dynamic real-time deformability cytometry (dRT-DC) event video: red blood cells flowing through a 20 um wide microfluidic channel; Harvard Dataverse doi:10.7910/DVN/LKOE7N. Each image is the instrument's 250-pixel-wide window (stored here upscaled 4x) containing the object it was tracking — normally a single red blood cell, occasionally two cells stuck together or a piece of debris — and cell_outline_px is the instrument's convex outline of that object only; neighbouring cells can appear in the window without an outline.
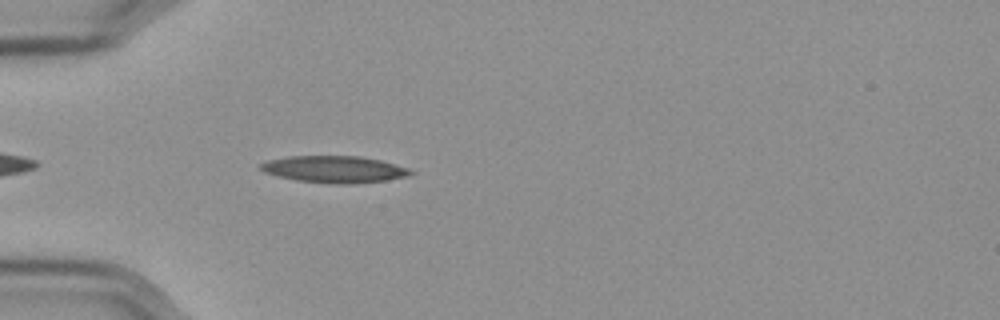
{"species": "Egyptian fruit bat (a non-hibernating species)", "species_latin": "Rousettus aegyptiacus", "temperature_condition": "cold", "stored_images_in_passage": 43, "camera_frame_rate_fps": 3000, "um_per_image_px": 0.085, "frame": {"image": 1, "passage_image": 4, "time_ms": 1.0, "image_size_px": [1000, 320], "cell_outline_px": [[416, 172], [408, 176], [388, 180], [352, 184], [336, 184], [296, 180], [264, 172], [260, 168], [260, 164], [268, 160], [288, 156], [360, 156], [380, 160], [408, 168]], "centroid_in_image_um": [28.45, 14.39], "position_along_channel_um": 56.5, "area_um2": 23.41}}
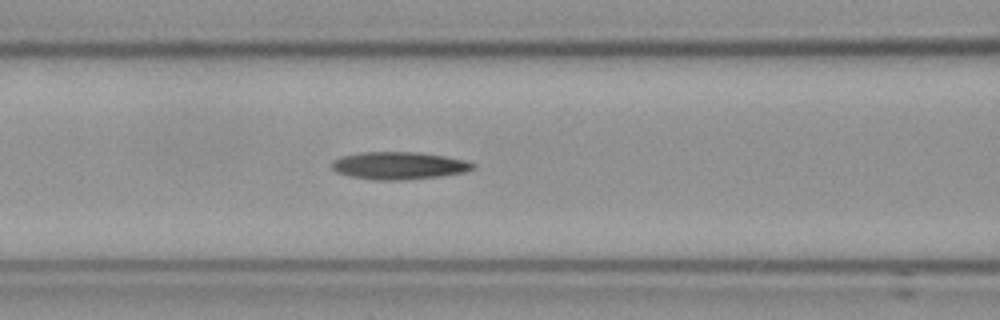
{"frame": {"image": 2, "passage_image": 11, "time_ms": 3.333, "image_size_px": [1000, 320], "cell_outline_px": [[476, 168], [464, 172], [440, 176], [400, 180], [376, 180], [348, 176], [336, 172], [332, 168], [332, 160], [340, 156], [364, 152], [416, 152], [444, 156], [464, 160], [476, 164]], "centroid_in_image_um": [33.88, 14.08], "position_along_channel_um": 132.7, "area_um2": 22.6}}
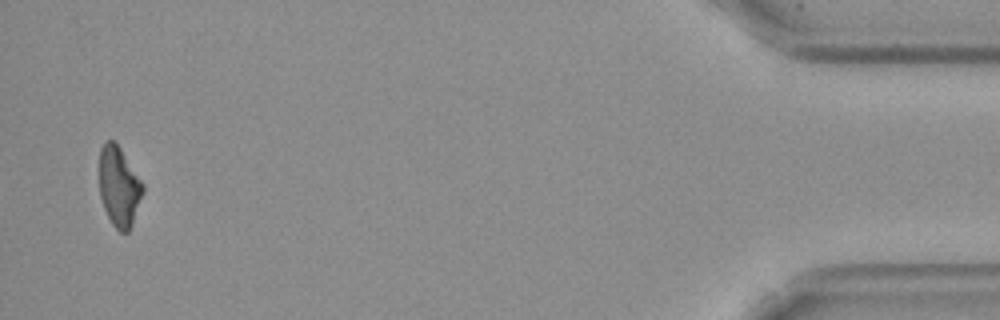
{"frame": {"image": 3, "passage_image": 42, "time_ms": 13.667, "image_size_px": [1000, 320], "cell_outline_px": [[144, 192], [132, 224], [128, 232], [120, 232], [112, 224], [104, 208], [100, 196], [100, 148], [104, 140], [112, 140], [120, 148], [144, 184]], "centroid_in_image_um": [10.12, 15.86], "position_along_channel_um": 425.1, "area_um2": 20.17}, "authors_computed_cell_mechanics": {"area_um2": 22.0218, "velocity_mm_per_s": 3.5935, "shape_relaxation_time_tau1_ms": 7.2292, "shape_relaxation_time_tau2_ms": 11.2928, "deformation_change_tau1": 0.1943, "deformation_change_tau2": 0.2519}}